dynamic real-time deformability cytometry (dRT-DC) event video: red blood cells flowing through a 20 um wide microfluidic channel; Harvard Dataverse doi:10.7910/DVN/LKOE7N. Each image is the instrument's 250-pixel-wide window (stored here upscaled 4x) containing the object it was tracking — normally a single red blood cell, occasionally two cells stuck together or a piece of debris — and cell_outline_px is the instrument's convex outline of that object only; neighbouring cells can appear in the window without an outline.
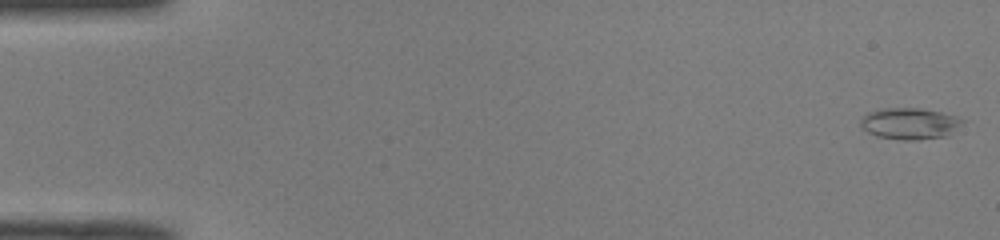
{"species": "common noctule bat (a hibernating species)", "species_latin": "Nyctalus noctula", "temperature_condition": "room temperature", "stored_images_in_passage": 49, "camera_frame_rate_fps": 3000, "um_per_image_px": 0.085, "animal": {"sex": "male", "body_mass_g": 19.0, "forearm_length_mm": 50.8}, "frame": {"image": 1, "passage_image": 1, "time_ms": 0.0, "image_size_px": [1000, 240], "cell_outline_px": [[968, 120], [948, 136], [916, 140], [904, 140], [876, 136], [868, 132], [860, 124], [860, 120], [868, 112], [884, 108], [920, 108], [940, 112], [956, 116]], "centroid_in_image_um": [77.38, 10.5], "position_along_channel_um": 7.6, "area_um2": 18.79}}
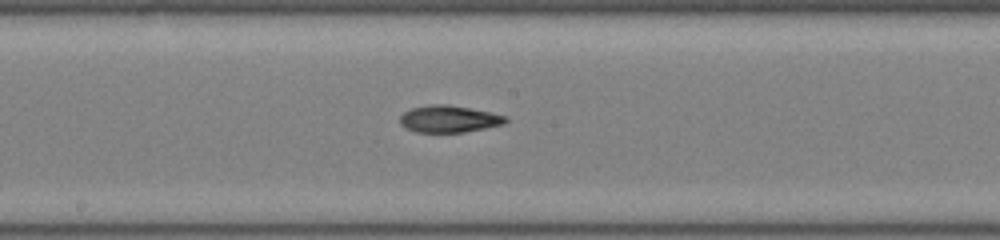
{"frame": {"image": 2, "passage_image": 27, "time_ms": 8.667, "image_size_px": [1000, 240], "cell_outline_px": [[508, 120], [504, 124], [464, 132], [416, 132], [404, 128], [400, 124], [400, 116], [404, 112], [412, 108], [432, 104], [448, 104], [492, 112], [508, 116]], "centroid_in_image_um": [38.17, 10.11], "position_along_channel_um": 210.0, "area_um2": 16.7}}
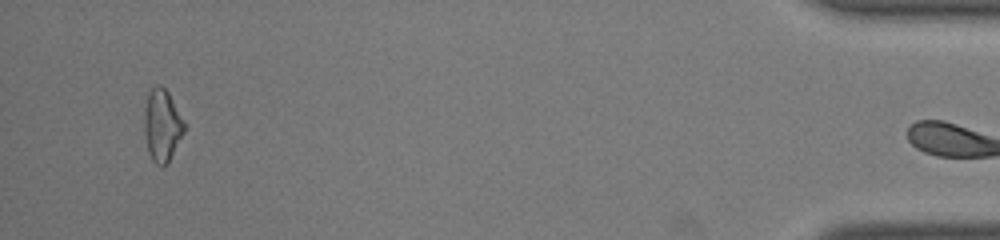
{"frame": {"image": 3, "passage_image": 48, "time_ms": 15.667, "image_size_px": [1000, 240], "cell_outline_px": [[184, 132], [168, 164], [160, 168], [152, 160], [148, 152], [144, 132], [144, 108], [148, 92], [152, 84], [160, 84], [168, 92], [184, 120]], "centroid_in_image_um": [13.76, 10.65], "position_along_channel_um": 421.4, "area_um2": 17.17}, "authors_computed_cell_mechanics": {"area_um2": 17.051, "velocity_mm_per_s": 4.1059, "shape_relaxation_time_tau1_ms": null, "shape_relaxation_time_tau2_ms": 7.4336, "deformation_change_tau1": null, "deformation_change_tau2": 0.1686}}